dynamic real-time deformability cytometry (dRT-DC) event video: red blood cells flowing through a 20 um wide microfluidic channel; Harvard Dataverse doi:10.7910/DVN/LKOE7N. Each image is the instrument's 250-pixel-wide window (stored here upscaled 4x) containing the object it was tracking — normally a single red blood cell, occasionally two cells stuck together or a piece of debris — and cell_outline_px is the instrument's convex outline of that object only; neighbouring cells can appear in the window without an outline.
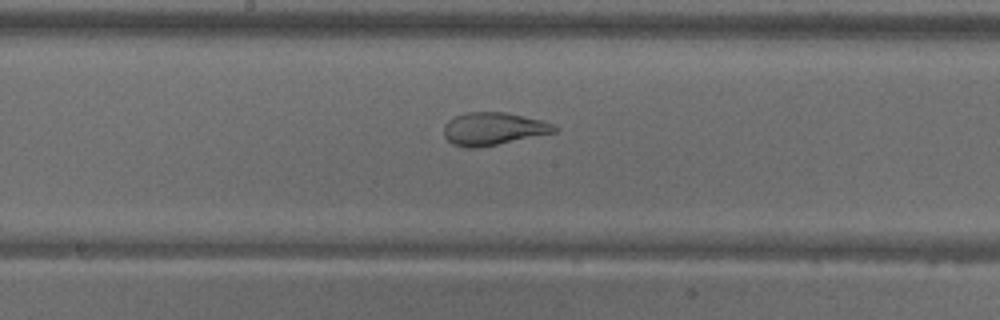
{"species": "common noctule bat (a hibernating species)", "species_latin": "Nyctalus noctula", "temperature_condition": "warm", "stored_images_in_passage": 55, "camera_frame_rate_fps": 3000, "um_per_image_px": 0.085, "animal": {"sex": "male", "body_mass_g": 18.8}, "frame": {"image": 1, "passage_image": 29, "time_ms": 9.333, "image_size_px": [1000, 320], "cell_outline_px": [[560, 128], [556, 132], [480, 148], [464, 148], [452, 144], [444, 136], [444, 124], [448, 120], [456, 116], [468, 112], [504, 112], [544, 120]], "centroid_in_image_um": [41.93, 10.96], "position_along_channel_um": 206.3, "area_um2": 21.27}}
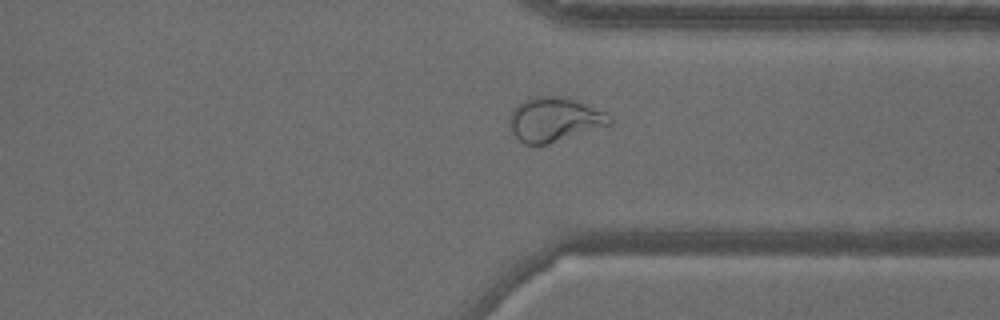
{"frame": {"image": 2, "passage_image": 42, "time_ms": 13.667, "image_size_px": [1000, 320], "cell_outline_px": [[612, 124], [548, 144], [524, 144], [512, 132], [508, 124], [508, 116], [512, 108], [516, 104], [532, 96], [568, 96], [608, 112], [612, 116]], "centroid_in_image_um": [47.13, 10.12], "position_along_channel_um": 364.3, "area_um2": 26.41}}
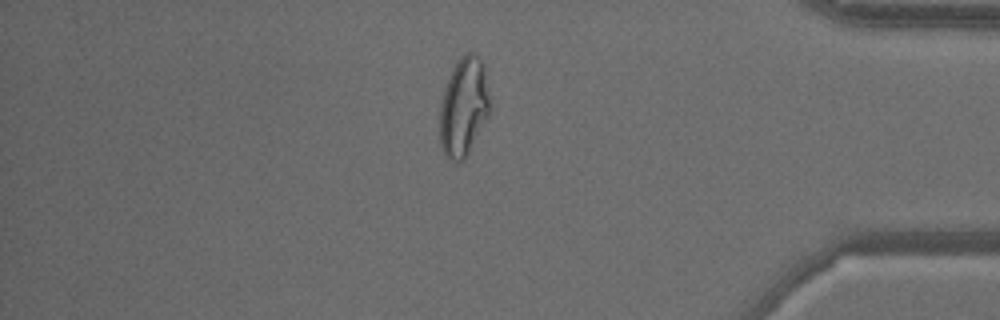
{"frame": {"image": 3, "passage_image": 47, "time_ms": 15.333, "image_size_px": [1000, 320], "cell_outline_px": [[492, 108], [468, 156], [460, 164], [456, 164], [444, 156], [440, 144], [440, 104], [444, 88], [452, 68], [456, 60], [460, 56], [468, 52], [472, 52], [480, 56], [484, 64]], "centroid_in_image_um": [39.43, 9.11], "position_along_channel_um": 395.8, "area_um2": 29.82}, "authors_computed_cell_mechanics": {"area_um2": 28.2064, "velocity_mm_per_s": 3.6585, "shape_relaxation_time_tau1_ms": null, "shape_relaxation_time_tau2_ms": 0.6174, "deformation_change_tau1": null, "deformation_change_tau2": 0.0667}}